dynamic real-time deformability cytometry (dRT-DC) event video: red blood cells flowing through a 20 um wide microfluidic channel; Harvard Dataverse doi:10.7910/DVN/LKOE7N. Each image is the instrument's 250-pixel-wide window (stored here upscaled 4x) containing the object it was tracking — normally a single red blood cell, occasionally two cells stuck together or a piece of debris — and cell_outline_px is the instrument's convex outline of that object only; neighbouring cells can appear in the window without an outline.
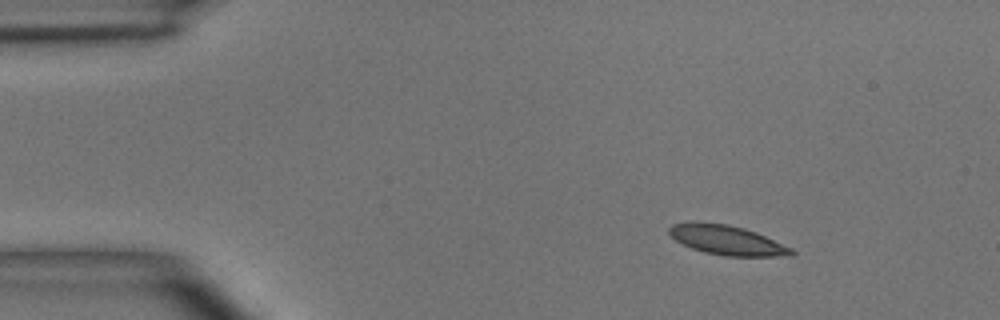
{"species": "common noctule bat (a hibernating species)", "species_latin": "Nyctalus noctula", "temperature_condition": "room temperature", "stored_images_in_passage": 3, "camera_frame_rate_fps": 3000, "um_per_image_px": 0.085, "animal": {"sex": "male", "body_mass_g": 15.6}, "frame": {"image": 1, "passage_image": 1, "time_ms": 0.0, "image_size_px": [1000, 320], "cell_outline_px": [[796, 252], [792, 256], [724, 256], [704, 252], [692, 248], [676, 240], [668, 232], [668, 228], [672, 224], [728, 224], [744, 228], [756, 232], [792, 248]], "centroid_in_image_um": [61.87, 20.45], "position_along_channel_um": 23.1, "area_um2": 20.46}}